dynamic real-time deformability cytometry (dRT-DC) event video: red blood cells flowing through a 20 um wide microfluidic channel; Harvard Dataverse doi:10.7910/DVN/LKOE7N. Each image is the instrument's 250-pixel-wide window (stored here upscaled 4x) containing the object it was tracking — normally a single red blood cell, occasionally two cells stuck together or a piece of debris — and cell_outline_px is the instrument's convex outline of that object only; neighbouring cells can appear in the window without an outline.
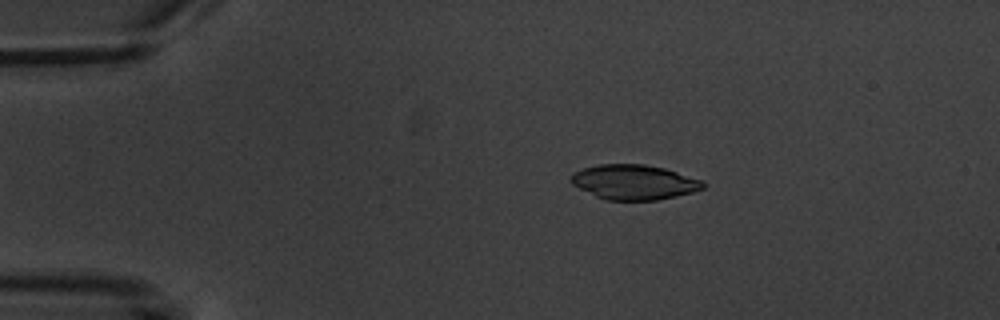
{"species": "common noctule bat (a hibernating species)", "species_latin": "Nyctalus noctula", "temperature_condition": "warm", "stored_images_in_passage": 4, "camera_frame_rate_fps": 3000, "um_per_image_px": 0.085, "animal": {"sex": "male", "body_mass_g": 20.1, "forearm_length_mm": 53.5}, "frame": {"image": 1, "passage_image": 3, "time_ms": 3.0, "image_size_px": [1000, 320], "cell_outline_px": [[704, 188], [692, 192], [676, 196], [656, 200], [604, 200], [572, 184], [572, 176], [576, 172], [584, 168], [600, 164], [644, 164], [664, 168], [704, 180]], "centroid_in_image_um": [53.94, 15.48], "position_along_channel_um": 31.1, "area_um2": 26.59}}